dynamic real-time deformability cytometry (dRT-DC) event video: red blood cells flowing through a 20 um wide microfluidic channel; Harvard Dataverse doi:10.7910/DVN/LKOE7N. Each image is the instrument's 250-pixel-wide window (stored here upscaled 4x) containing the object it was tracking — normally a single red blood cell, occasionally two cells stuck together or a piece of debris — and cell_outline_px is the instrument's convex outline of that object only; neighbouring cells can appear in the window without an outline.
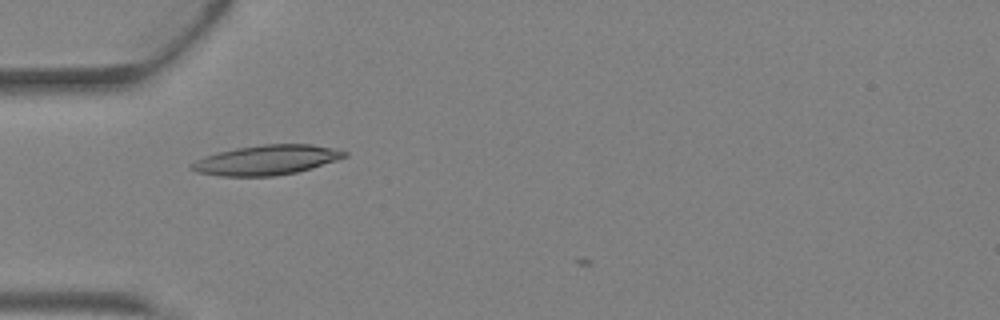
{"species": "Egyptian fruit bat (a non-hibernating species)", "species_latin": "Rousettus aegyptiacus", "temperature_condition": "warm", "stored_images_in_passage": 1, "camera_frame_rate_fps": 3000, "um_per_image_px": 0.085, "animal": {"sex": "female"}, "frame": {"image": 1, "passage_image": 1, "time_ms": 0.0, "image_size_px": [1000, 320], "cell_outline_px": [[348, 156], [312, 168], [296, 172], [276, 176], [220, 176], [196, 172], [188, 168], [188, 164], [204, 156], [236, 148], [264, 144], [312, 144], [332, 148], [348, 152]], "centroid_in_image_um": [22.63, 13.6], "position_along_channel_um": 62.4, "area_um2": 26.59}}